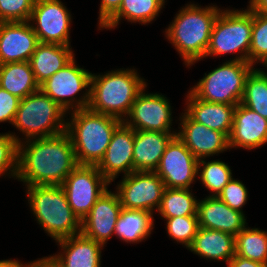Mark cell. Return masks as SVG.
Wrapping results in <instances>:
<instances>
[{
	"mask_svg": "<svg viewBox=\"0 0 267 267\" xmlns=\"http://www.w3.org/2000/svg\"><path fill=\"white\" fill-rule=\"evenodd\" d=\"M78 166L66 131L18 144L16 179L25 186L61 185Z\"/></svg>",
	"mask_w": 267,
	"mask_h": 267,
	"instance_id": "obj_1",
	"label": "cell"
},
{
	"mask_svg": "<svg viewBox=\"0 0 267 267\" xmlns=\"http://www.w3.org/2000/svg\"><path fill=\"white\" fill-rule=\"evenodd\" d=\"M221 8L186 4L165 29V37L175 47L187 67L205 58L214 22Z\"/></svg>",
	"mask_w": 267,
	"mask_h": 267,
	"instance_id": "obj_2",
	"label": "cell"
},
{
	"mask_svg": "<svg viewBox=\"0 0 267 267\" xmlns=\"http://www.w3.org/2000/svg\"><path fill=\"white\" fill-rule=\"evenodd\" d=\"M135 68L91 74L88 108L124 121L138 94L147 87Z\"/></svg>",
	"mask_w": 267,
	"mask_h": 267,
	"instance_id": "obj_3",
	"label": "cell"
},
{
	"mask_svg": "<svg viewBox=\"0 0 267 267\" xmlns=\"http://www.w3.org/2000/svg\"><path fill=\"white\" fill-rule=\"evenodd\" d=\"M68 133L78 165H97L103 158L114 131L123 123L118 118L89 108L68 112ZM70 120V121H69Z\"/></svg>",
	"mask_w": 267,
	"mask_h": 267,
	"instance_id": "obj_4",
	"label": "cell"
},
{
	"mask_svg": "<svg viewBox=\"0 0 267 267\" xmlns=\"http://www.w3.org/2000/svg\"><path fill=\"white\" fill-rule=\"evenodd\" d=\"M30 211L55 241L80 234L81 221L73 213L61 185L26 186Z\"/></svg>",
	"mask_w": 267,
	"mask_h": 267,
	"instance_id": "obj_5",
	"label": "cell"
},
{
	"mask_svg": "<svg viewBox=\"0 0 267 267\" xmlns=\"http://www.w3.org/2000/svg\"><path fill=\"white\" fill-rule=\"evenodd\" d=\"M66 115L67 112L58 103L38 90L20 99L12 124L24 138L11 134L18 144L24 140L58 135L66 131Z\"/></svg>",
	"mask_w": 267,
	"mask_h": 267,
	"instance_id": "obj_6",
	"label": "cell"
},
{
	"mask_svg": "<svg viewBox=\"0 0 267 267\" xmlns=\"http://www.w3.org/2000/svg\"><path fill=\"white\" fill-rule=\"evenodd\" d=\"M252 27L253 12L248 8L222 9L214 22L205 58L238 53L233 60L249 63Z\"/></svg>",
	"mask_w": 267,
	"mask_h": 267,
	"instance_id": "obj_7",
	"label": "cell"
},
{
	"mask_svg": "<svg viewBox=\"0 0 267 267\" xmlns=\"http://www.w3.org/2000/svg\"><path fill=\"white\" fill-rule=\"evenodd\" d=\"M254 65L230 60L211 72L205 73L190 91L198 98L211 103L238 105L244 94L245 82Z\"/></svg>",
	"mask_w": 267,
	"mask_h": 267,
	"instance_id": "obj_8",
	"label": "cell"
},
{
	"mask_svg": "<svg viewBox=\"0 0 267 267\" xmlns=\"http://www.w3.org/2000/svg\"><path fill=\"white\" fill-rule=\"evenodd\" d=\"M91 74L92 72L78 66L74 58L64 68L42 83L40 90L58 103L67 113L88 108ZM83 89L86 91H83L79 99L76 98V95Z\"/></svg>",
	"mask_w": 267,
	"mask_h": 267,
	"instance_id": "obj_9",
	"label": "cell"
},
{
	"mask_svg": "<svg viewBox=\"0 0 267 267\" xmlns=\"http://www.w3.org/2000/svg\"><path fill=\"white\" fill-rule=\"evenodd\" d=\"M111 184L96 165H78L61 184L73 213L81 221Z\"/></svg>",
	"mask_w": 267,
	"mask_h": 267,
	"instance_id": "obj_10",
	"label": "cell"
},
{
	"mask_svg": "<svg viewBox=\"0 0 267 267\" xmlns=\"http://www.w3.org/2000/svg\"><path fill=\"white\" fill-rule=\"evenodd\" d=\"M116 187L122 208L152 214L158 210L166 188L161 178L151 171H134L125 175Z\"/></svg>",
	"mask_w": 267,
	"mask_h": 267,
	"instance_id": "obj_11",
	"label": "cell"
},
{
	"mask_svg": "<svg viewBox=\"0 0 267 267\" xmlns=\"http://www.w3.org/2000/svg\"><path fill=\"white\" fill-rule=\"evenodd\" d=\"M63 4L61 0L35 1L29 22L39 42L71 46L69 31L72 18Z\"/></svg>",
	"mask_w": 267,
	"mask_h": 267,
	"instance_id": "obj_12",
	"label": "cell"
},
{
	"mask_svg": "<svg viewBox=\"0 0 267 267\" xmlns=\"http://www.w3.org/2000/svg\"><path fill=\"white\" fill-rule=\"evenodd\" d=\"M146 87L138 94L123 123L134 130L171 131L172 106L169 99L160 93H146Z\"/></svg>",
	"mask_w": 267,
	"mask_h": 267,
	"instance_id": "obj_13",
	"label": "cell"
},
{
	"mask_svg": "<svg viewBox=\"0 0 267 267\" xmlns=\"http://www.w3.org/2000/svg\"><path fill=\"white\" fill-rule=\"evenodd\" d=\"M198 159L186 145L174 136L167 144L158 168L154 171L164 182L166 188L189 189L199 180L197 176Z\"/></svg>",
	"mask_w": 267,
	"mask_h": 267,
	"instance_id": "obj_14",
	"label": "cell"
},
{
	"mask_svg": "<svg viewBox=\"0 0 267 267\" xmlns=\"http://www.w3.org/2000/svg\"><path fill=\"white\" fill-rule=\"evenodd\" d=\"M115 192V193H114ZM106 190L81 220V234L105 246L115 231L122 210L116 191Z\"/></svg>",
	"mask_w": 267,
	"mask_h": 267,
	"instance_id": "obj_15",
	"label": "cell"
},
{
	"mask_svg": "<svg viewBox=\"0 0 267 267\" xmlns=\"http://www.w3.org/2000/svg\"><path fill=\"white\" fill-rule=\"evenodd\" d=\"M180 130L176 136L198 159H206L230 149L229 138L222 132L205 127L192 120L185 112L181 114Z\"/></svg>",
	"mask_w": 267,
	"mask_h": 267,
	"instance_id": "obj_16",
	"label": "cell"
},
{
	"mask_svg": "<svg viewBox=\"0 0 267 267\" xmlns=\"http://www.w3.org/2000/svg\"><path fill=\"white\" fill-rule=\"evenodd\" d=\"M135 130L122 123L113 133L103 158L96 165L102 175L112 183L119 173L133 172Z\"/></svg>",
	"mask_w": 267,
	"mask_h": 267,
	"instance_id": "obj_17",
	"label": "cell"
},
{
	"mask_svg": "<svg viewBox=\"0 0 267 267\" xmlns=\"http://www.w3.org/2000/svg\"><path fill=\"white\" fill-rule=\"evenodd\" d=\"M38 38L30 22H0V65L29 61Z\"/></svg>",
	"mask_w": 267,
	"mask_h": 267,
	"instance_id": "obj_18",
	"label": "cell"
},
{
	"mask_svg": "<svg viewBox=\"0 0 267 267\" xmlns=\"http://www.w3.org/2000/svg\"><path fill=\"white\" fill-rule=\"evenodd\" d=\"M267 143V119L239 103L233 116L229 147L253 150Z\"/></svg>",
	"mask_w": 267,
	"mask_h": 267,
	"instance_id": "obj_19",
	"label": "cell"
},
{
	"mask_svg": "<svg viewBox=\"0 0 267 267\" xmlns=\"http://www.w3.org/2000/svg\"><path fill=\"white\" fill-rule=\"evenodd\" d=\"M197 216L199 227L219 230L234 237L247 225L244 213L230 208L217 196L199 200Z\"/></svg>",
	"mask_w": 267,
	"mask_h": 267,
	"instance_id": "obj_20",
	"label": "cell"
},
{
	"mask_svg": "<svg viewBox=\"0 0 267 267\" xmlns=\"http://www.w3.org/2000/svg\"><path fill=\"white\" fill-rule=\"evenodd\" d=\"M185 113L194 121L224 133L228 138L233 127L235 105L211 103L198 99L190 90L186 96Z\"/></svg>",
	"mask_w": 267,
	"mask_h": 267,
	"instance_id": "obj_21",
	"label": "cell"
},
{
	"mask_svg": "<svg viewBox=\"0 0 267 267\" xmlns=\"http://www.w3.org/2000/svg\"><path fill=\"white\" fill-rule=\"evenodd\" d=\"M56 243L61 247V251L52 256L61 267H101V250L104 246L100 243L81 233Z\"/></svg>",
	"mask_w": 267,
	"mask_h": 267,
	"instance_id": "obj_22",
	"label": "cell"
},
{
	"mask_svg": "<svg viewBox=\"0 0 267 267\" xmlns=\"http://www.w3.org/2000/svg\"><path fill=\"white\" fill-rule=\"evenodd\" d=\"M177 133L135 130L133 172H154L161 161L167 144Z\"/></svg>",
	"mask_w": 267,
	"mask_h": 267,
	"instance_id": "obj_23",
	"label": "cell"
},
{
	"mask_svg": "<svg viewBox=\"0 0 267 267\" xmlns=\"http://www.w3.org/2000/svg\"><path fill=\"white\" fill-rule=\"evenodd\" d=\"M70 47L56 43L37 44L29 63L39 86L75 58Z\"/></svg>",
	"mask_w": 267,
	"mask_h": 267,
	"instance_id": "obj_24",
	"label": "cell"
},
{
	"mask_svg": "<svg viewBox=\"0 0 267 267\" xmlns=\"http://www.w3.org/2000/svg\"><path fill=\"white\" fill-rule=\"evenodd\" d=\"M209 261H225L226 264L235 255V237L219 230L199 227L196 236L188 248Z\"/></svg>",
	"mask_w": 267,
	"mask_h": 267,
	"instance_id": "obj_25",
	"label": "cell"
},
{
	"mask_svg": "<svg viewBox=\"0 0 267 267\" xmlns=\"http://www.w3.org/2000/svg\"><path fill=\"white\" fill-rule=\"evenodd\" d=\"M0 87L19 99L40 90L29 61L0 65Z\"/></svg>",
	"mask_w": 267,
	"mask_h": 267,
	"instance_id": "obj_26",
	"label": "cell"
},
{
	"mask_svg": "<svg viewBox=\"0 0 267 267\" xmlns=\"http://www.w3.org/2000/svg\"><path fill=\"white\" fill-rule=\"evenodd\" d=\"M153 214L122 208L118 217L114 234L123 242L140 243L151 235L154 228Z\"/></svg>",
	"mask_w": 267,
	"mask_h": 267,
	"instance_id": "obj_27",
	"label": "cell"
},
{
	"mask_svg": "<svg viewBox=\"0 0 267 267\" xmlns=\"http://www.w3.org/2000/svg\"><path fill=\"white\" fill-rule=\"evenodd\" d=\"M165 2L166 0H123L118 12L101 29H114L122 18L141 25L152 23L164 8Z\"/></svg>",
	"mask_w": 267,
	"mask_h": 267,
	"instance_id": "obj_28",
	"label": "cell"
},
{
	"mask_svg": "<svg viewBox=\"0 0 267 267\" xmlns=\"http://www.w3.org/2000/svg\"><path fill=\"white\" fill-rule=\"evenodd\" d=\"M198 202L190 189L165 188L157 212L162 218L197 216Z\"/></svg>",
	"mask_w": 267,
	"mask_h": 267,
	"instance_id": "obj_29",
	"label": "cell"
},
{
	"mask_svg": "<svg viewBox=\"0 0 267 267\" xmlns=\"http://www.w3.org/2000/svg\"><path fill=\"white\" fill-rule=\"evenodd\" d=\"M235 255L267 265V231L242 229L235 236Z\"/></svg>",
	"mask_w": 267,
	"mask_h": 267,
	"instance_id": "obj_30",
	"label": "cell"
},
{
	"mask_svg": "<svg viewBox=\"0 0 267 267\" xmlns=\"http://www.w3.org/2000/svg\"><path fill=\"white\" fill-rule=\"evenodd\" d=\"M254 68L248 75L241 104L267 119V72Z\"/></svg>",
	"mask_w": 267,
	"mask_h": 267,
	"instance_id": "obj_31",
	"label": "cell"
},
{
	"mask_svg": "<svg viewBox=\"0 0 267 267\" xmlns=\"http://www.w3.org/2000/svg\"><path fill=\"white\" fill-rule=\"evenodd\" d=\"M197 175L204 188L210 191L209 196H217L233 177L230 166L219 159L208 162L205 159L198 160Z\"/></svg>",
	"mask_w": 267,
	"mask_h": 267,
	"instance_id": "obj_32",
	"label": "cell"
},
{
	"mask_svg": "<svg viewBox=\"0 0 267 267\" xmlns=\"http://www.w3.org/2000/svg\"><path fill=\"white\" fill-rule=\"evenodd\" d=\"M249 63L267 64V15L253 12V27L249 48Z\"/></svg>",
	"mask_w": 267,
	"mask_h": 267,
	"instance_id": "obj_33",
	"label": "cell"
},
{
	"mask_svg": "<svg viewBox=\"0 0 267 267\" xmlns=\"http://www.w3.org/2000/svg\"><path fill=\"white\" fill-rule=\"evenodd\" d=\"M166 221L168 236L187 249L191 246L199 229L198 216L162 218Z\"/></svg>",
	"mask_w": 267,
	"mask_h": 267,
	"instance_id": "obj_34",
	"label": "cell"
},
{
	"mask_svg": "<svg viewBox=\"0 0 267 267\" xmlns=\"http://www.w3.org/2000/svg\"><path fill=\"white\" fill-rule=\"evenodd\" d=\"M18 143L9 133L0 134V176L17 175Z\"/></svg>",
	"mask_w": 267,
	"mask_h": 267,
	"instance_id": "obj_35",
	"label": "cell"
},
{
	"mask_svg": "<svg viewBox=\"0 0 267 267\" xmlns=\"http://www.w3.org/2000/svg\"><path fill=\"white\" fill-rule=\"evenodd\" d=\"M36 0H0V22H27Z\"/></svg>",
	"mask_w": 267,
	"mask_h": 267,
	"instance_id": "obj_36",
	"label": "cell"
},
{
	"mask_svg": "<svg viewBox=\"0 0 267 267\" xmlns=\"http://www.w3.org/2000/svg\"><path fill=\"white\" fill-rule=\"evenodd\" d=\"M217 197L230 208L243 213L242 207L247 203L248 191L240 180L232 177Z\"/></svg>",
	"mask_w": 267,
	"mask_h": 267,
	"instance_id": "obj_37",
	"label": "cell"
},
{
	"mask_svg": "<svg viewBox=\"0 0 267 267\" xmlns=\"http://www.w3.org/2000/svg\"><path fill=\"white\" fill-rule=\"evenodd\" d=\"M20 99L0 87V123L13 124Z\"/></svg>",
	"mask_w": 267,
	"mask_h": 267,
	"instance_id": "obj_38",
	"label": "cell"
},
{
	"mask_svg": "<svg viewBox=\"0 0 267 267\" xmlns=\"http://www.w3.org/2000/svg\"><path fill=\"white\" fill-rule=\"evenodd\" d=\"M123 0H101L98 28H101L118 12Z\"/></svg>",
	"mask_w": 267,
	"mask_h": 267,
	"instance_id": "obj_39",
	"label": "cell"
},
{
	"mask_svg": "<svg viewBox=\"0 0 267 267\" xmlns=\"http://www.w3.org/2000/svg\"><path fill=\"white\" fill-rule=\"evenodd\" d=\"M227 267H267V265L234 255L227 263Z\"/></svg>",
	"mask_w": 267,
	"mask_h": 267,
	"instance_id": "obj_40",
	"label": "cell"
},
{
	"mask_svg": "<svg viewBox=\"0 0 267 267\" xmlns=\"http://www.w3.org/2000/svg\"><path fill=\"white\" fill-rule=\"evenodd\" d=\"M29 267H61V265L50 255L49 257H42L29 262Z\"/></svg>",
	"mask_w": 267,
	"mask_h": 267,
	"instance_id": "obj_41",
	"label": "cell"
},
{
	"mask_svg": "<svg viewBox=\"0 0 267 267\" xmlns=\"http://www.w3.org/2000/svg\"><path fill=\"white\" fill-rule=\"evenodd\" d=\"M247 8L252 12L267 15V0H250Z\"/></svg>",
	"mask_w": 267,
	"mask_h": 267,
	"instance_id": "obj_42",
	"label": "cell"
},
{
	"mask_svg": "<svg viewBox=\"0 0 267 267\" xmlns=\"http://www.w3.org/2000/svg\"><path fill=\"white\" fill-rule=\"evenodd\" d=\"M0 267H29V262L23 264L15 259L0 260Z\"/></svg>",
	"mask_w": 267,
	"mask_h": 267,
	"instance_id": "obj_43",
	"label": "cell"
}]
</instances>
